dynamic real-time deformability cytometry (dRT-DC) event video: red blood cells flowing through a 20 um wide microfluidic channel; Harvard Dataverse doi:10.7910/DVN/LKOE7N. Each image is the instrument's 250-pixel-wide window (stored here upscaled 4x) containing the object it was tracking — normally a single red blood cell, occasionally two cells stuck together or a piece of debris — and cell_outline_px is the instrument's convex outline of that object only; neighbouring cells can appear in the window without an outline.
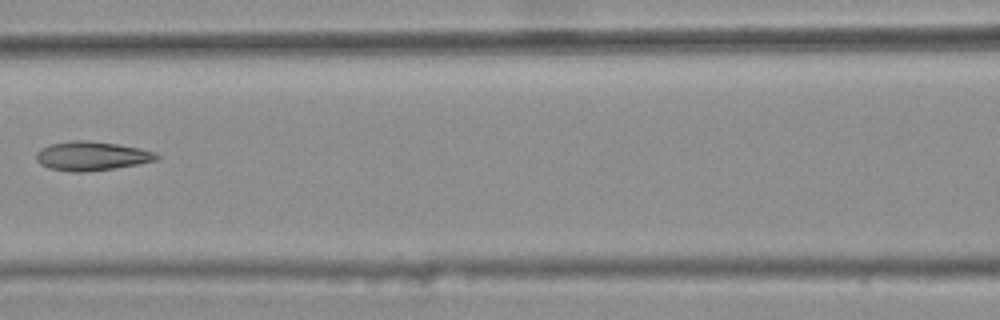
{"species": "common noctule bat (a hibernating species)", "species_latin": "Nyctalus noctula", "temperature_condition": "warm", "stored_images_in_passage": 7, "camera_frame_rate_fps": 3000, "um_per_image_px": 0.085, "animal": {"sex": "female", "body_mass_g": 25.1}, "frame": {"image": 1, "passage_image": 7, "time_ms": 2.0, "image_size_px": [1000, 320], "cell_outline_px": [[160, 156], [156, 160], [136, 164], [112, 168], [80, 172], [72, 172], [48, 168], [40, 164], [36, 160], [36, 152], [40, 148], [48, 144], [68, 140], [88, 140], [116, 144], [140, 148], [156, 152]], "centroid_in_image_um": [7.73, 13.24], "position_along_channel_um": 158.9, "area_um2": 20.4}}